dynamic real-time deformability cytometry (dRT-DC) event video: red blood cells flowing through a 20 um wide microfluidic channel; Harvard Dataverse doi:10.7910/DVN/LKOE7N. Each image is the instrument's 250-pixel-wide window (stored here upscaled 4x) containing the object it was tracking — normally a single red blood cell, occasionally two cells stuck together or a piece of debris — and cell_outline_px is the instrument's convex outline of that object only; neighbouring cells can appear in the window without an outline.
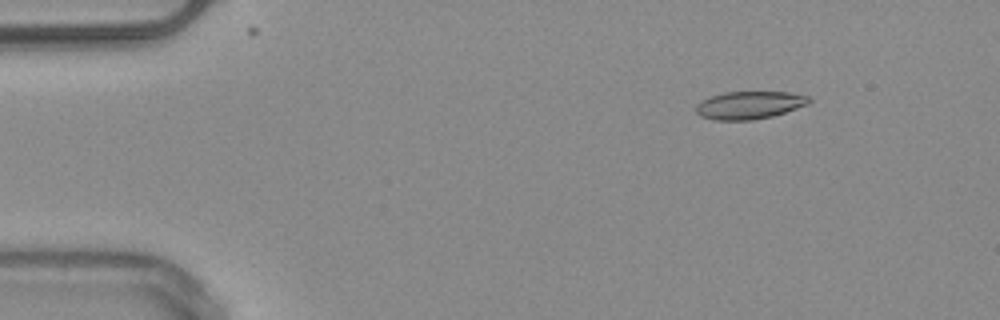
{"species": "common noctule bat (a hibernating species)", "species_latin": "Nyctalus noctula", "temperature_condition": "warm", "stored_images_in_passage": 51, "camera_frame_rate_fps": 3000, "um_per_image_px": 0.085, "animal": {"sex": "male", "body_mass_g": 20.4}, "frame": {"image": 1, "passage_image": 7, "time_ms": 2.0, "image_size_px": [1000, 320], "cell_outline_px": [[812, 100], [808, 104], [772, 116], [752, 120], [712, 120], [700, 116], [696, 112], [696, 104], [712, 96], [724, 92], [788, 92], [808, 96]], "centroid_in_image_um": [63.69, 8.94], "position_along_channel_um": 21.3, "area_um2": 18.15}}
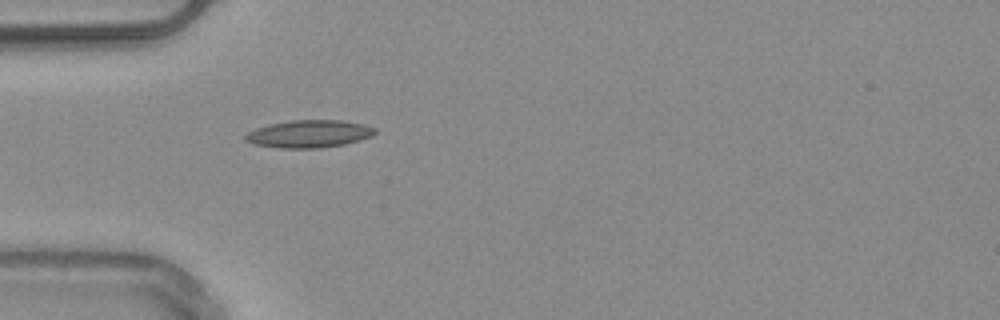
{"frame": {"image": 2, "passage_image": 16, "time_ms": 5.0, "image_size_px": [1000, 320], "cell_outline_px": [[376, 132], [372, 136], [360, 140], [344, 144], [320, 148], [280, 148], [252, 144], [244, 140], [244, 136], [248, 132], [256, 128], [272, 124], [292, 120], [344, 120], [364, 124], [376, 128]], "centroid_in_image_um": [26.28, 11.38], "position_along_channel_um": 58.7, "area_um2": 20.87}}
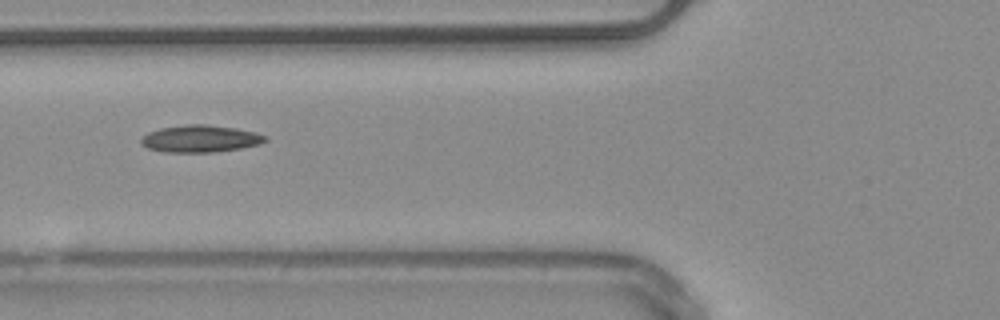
{"frame": {"image": 3, "passage_image": 20, "time_ms": 6.333, "image_size_px": [1000, 320], "cell_outline_px": [[268, 140], [260, 144], [240, 148], [212, 152], [164, 152], [148, 148], [140, 144], [140, 140], [148, 132], [160, 128], [184, 124], [208, 124], [236, 128], [256, 132], [268, 136]], "centroid_in_image_um": [17.04, 11.78], "position_along_channel_um": 108.8, "area_um2": 19.77}, "authors_computed_cell_mechanics": {"area_um2": 18.4382, "velocity_mm_per_s": 3.9976, "shape_relaxation_time_tau1_ms": null, "shape_relaxation_time_tau2_ms": 6.9557, "deformation_change_tau1": null, "deformation_change_tau2": 0.148}}